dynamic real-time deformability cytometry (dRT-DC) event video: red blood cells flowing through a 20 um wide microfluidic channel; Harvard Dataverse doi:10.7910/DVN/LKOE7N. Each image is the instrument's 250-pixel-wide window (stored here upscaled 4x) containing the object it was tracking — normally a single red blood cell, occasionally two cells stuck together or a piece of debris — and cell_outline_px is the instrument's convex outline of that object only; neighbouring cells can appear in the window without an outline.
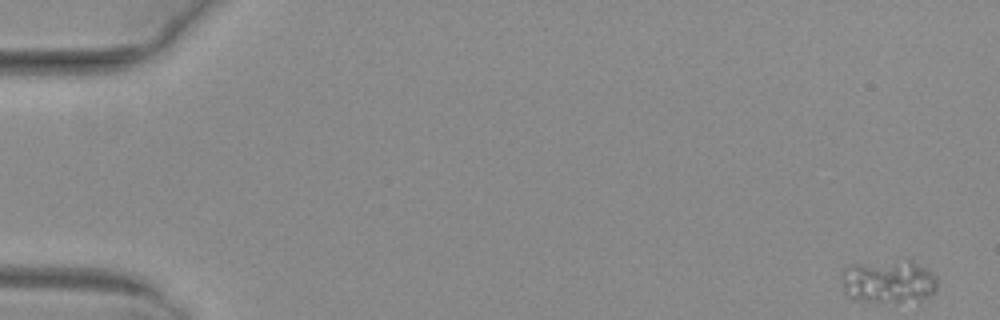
{"species": "common noctule bat (a hibernating species)", "species_latin": "Nyctalus noctula", "temperature_condition": "warm", "stored_images_in_passage": 52, "camera_frame_rate_fps": 3000, "um_per_image_px": 0.085, "animal": {"sex": "female", "body_mass_g": 29.2, "forearm_length_mm": 56.3}, "frame": {"image": 1, "passage_image": 1, "time_ms": 0.0, "image_size_px": [1000, 320], "cell_outline_px": [[940, 284], [936, 292], [920, 300], [896, 304], [860, 300], [848, 296], [844, 292], [840, 280], [840, 268], [848, 264], [900, 256], [904, 256], [928, 268], [940, 280]], "centroid_in_image_um": [75.53, 23.86], "position_along_channel_um": 9.5, "area_um2": 26.41}}
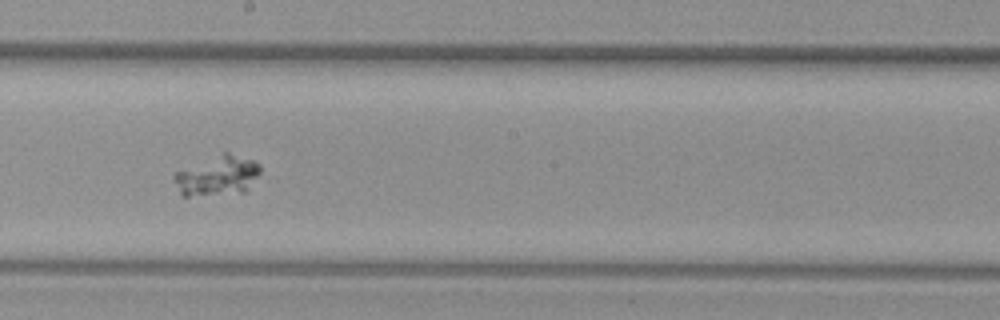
{"frame": {"image": 2, "passage_image": 30, "time_ms": 9.667, "image_size_px": [1000, 320], "cell_outline_px": [[260, 172], [248, 188], [244, 192], [188, 196], [180, 196], [172, 176], [176, 172], [224, 152], [228, 152], [256, 160], [260, 164]], "centroid_in_image_um": [18.49, 14.93], "position_along_channel_um": 229.7, "area_um2": 19.83}}
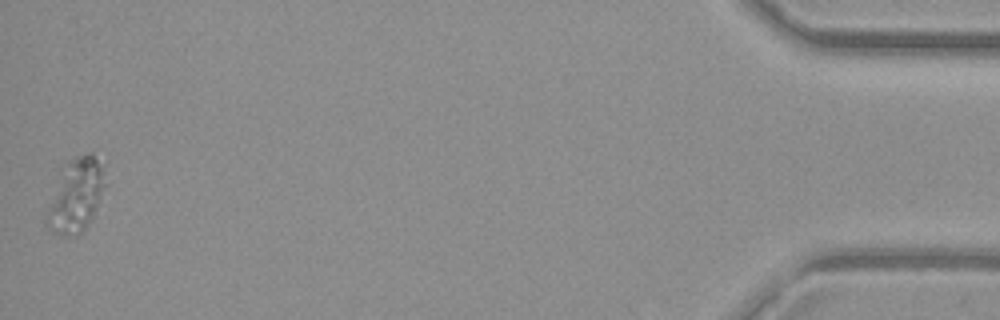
{"frame": {"image": 3, "passage_image": 52, "time_ms": 17.0, "image_size_px": [1000, 320], "cell_outline_px": [[104, 188], [92, 216], [88, 224], [76, 236], [60, 236], [52, 232], [44, 224], [44, 216], [68, 164], [72, 160], [88, 152], [92, 152], [104, 168]], "centroid_in_image_um": [6.46, 16.7], "position_along_channel_um": 428.7, "area_um2": 23.87}}